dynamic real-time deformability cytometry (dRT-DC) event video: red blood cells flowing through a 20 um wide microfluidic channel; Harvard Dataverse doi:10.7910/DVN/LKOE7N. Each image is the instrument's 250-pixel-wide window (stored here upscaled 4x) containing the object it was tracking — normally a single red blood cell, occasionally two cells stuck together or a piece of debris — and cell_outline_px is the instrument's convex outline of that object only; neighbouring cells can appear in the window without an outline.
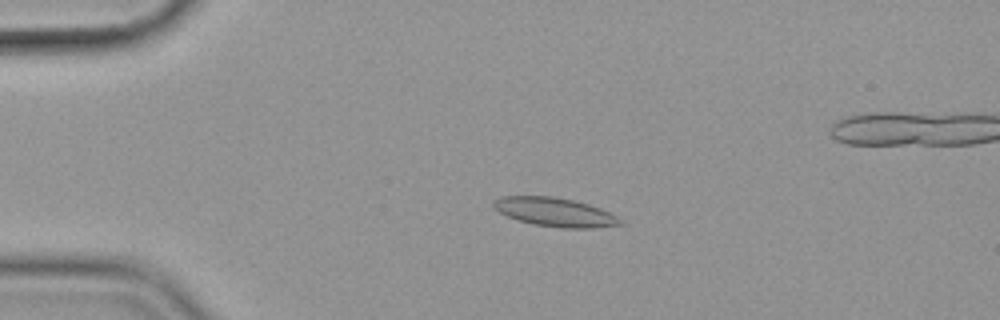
{"species": "common noctule bat (a hibernating species)", "species_latin": "Nyctalus noctula", "temperature_condition": "cold", "stored_images_in_passage": 48, "camera_frame_rate_fps": 3000, "um_per_image_px": 0.085, "animal": {"sex": "female", "body_mass_g": 19.9}, "frame": {"image": 1, "passage_image": 4, "time_ms": 1.0, "image_size_px": [1000, 320], "cell_outline_px": [[624, 224], [596, 228], [560, 228], [532, 224], [508, 216], [492, 208], [492, 200], [500, 196], [552, 196], [572, 200], [588, 204], [600, 208], [616, 216]], "centroid_in_image_um": [47.13, 18.03], "position_along_channel_um": 37.9, "area_um2": 21.27}}
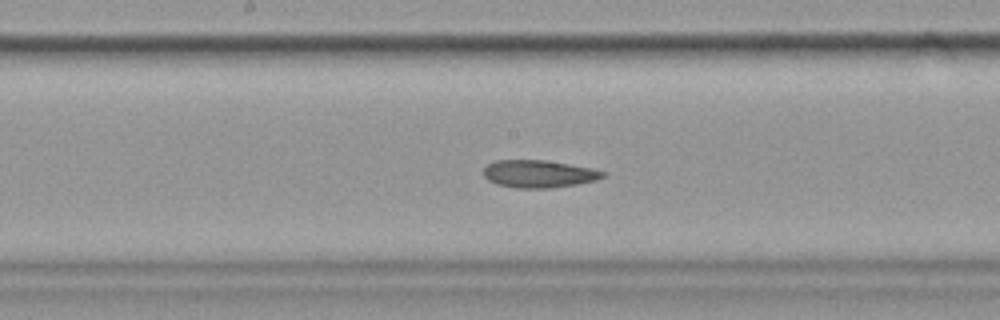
{"frame": {"image": 2, "passage_image": 21, "time_ms": 6.667, "image_size_px": [1000, 320], "cell_outline_px": [[608, 172], [604, 176], [596, 180], [576, 184], [552, 188], [516, 188], [496, 184], [488, 180], [484, 176], [484, 168], [488, 164], [496, 160], [544, 160], [592, 168]], "centroid_in_image_um": [45.8, 14.78], "position_along_channel_um": 202.4, "area_um2": 19.13}}
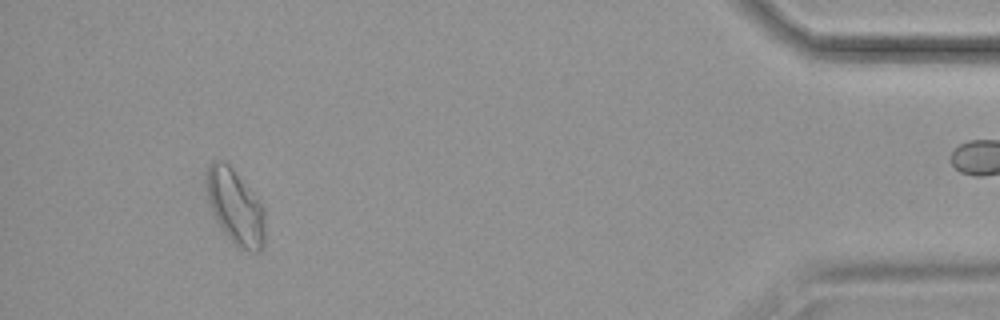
{"frame": {"image": 3, "passage_image": 44, "time_ms": 14.333, "image_size_px": [1000, 320], "cell_outline_px": [[264, 244], [260, 252], [252, 252], [236, 248], [232, 244], [216, 220], [208, 204], [204, 180], [208, 164], [212, 160], [224, 160], [232, 168], [260, 200], [264, 208]], "centroid_in_image_um": [19.97, 17.59], "position_along_channel_um": 415.2, "area_um2": 26.24}, "authors_computed_cell_mechanics": {"area_um2": 19.9121, "velocity_mm_per_s": 3.577, "shape_relaxation_time_tau1_ms": null, "shape_relaxation_time_tau2_ms": 3.7342, "deformation_change_tau1": null, "deformation_change_tau2": 0.1052}}